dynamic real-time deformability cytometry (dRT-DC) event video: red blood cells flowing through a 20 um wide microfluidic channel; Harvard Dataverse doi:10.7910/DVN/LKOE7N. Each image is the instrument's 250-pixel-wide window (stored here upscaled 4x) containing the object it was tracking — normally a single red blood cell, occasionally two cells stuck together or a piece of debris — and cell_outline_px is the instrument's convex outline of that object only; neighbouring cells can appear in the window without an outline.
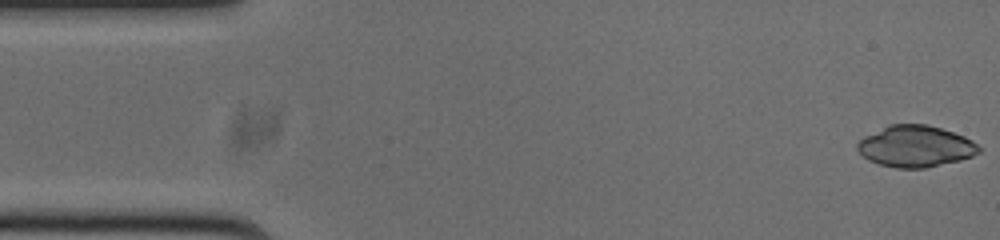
{"species": "common noctule bat (a hibernating species)", "species_latin": "Nyctalus noctula", "temperature_condition": "cold", "stored_images_in_passage": 52, "camera_frame_rate_fps": 3000, "um_per_image_px": 0.085, "animal": {"sex": "male", "body_mass_g": 20.0, "forearm_length_mm": 53.3}, "frame": {"image": 1, "passage_image": 1, "time_ms": 0.0, "image_size_px": [1000, 240], "cell_outline_px": [[980, 152], [972, 156], [960, 160], [924, 168], [896, 168], [880, 164], [868, 160], [856, 148], [856, 144], [864, 136], [888, 124], [924, 124], [940, 128], [964, 136], [972, 140], [980, 148]], "centroid_in_image_um": [77.8, 12.43], "position_along_channel_um": 7.2, "area_um2": 29.19}}